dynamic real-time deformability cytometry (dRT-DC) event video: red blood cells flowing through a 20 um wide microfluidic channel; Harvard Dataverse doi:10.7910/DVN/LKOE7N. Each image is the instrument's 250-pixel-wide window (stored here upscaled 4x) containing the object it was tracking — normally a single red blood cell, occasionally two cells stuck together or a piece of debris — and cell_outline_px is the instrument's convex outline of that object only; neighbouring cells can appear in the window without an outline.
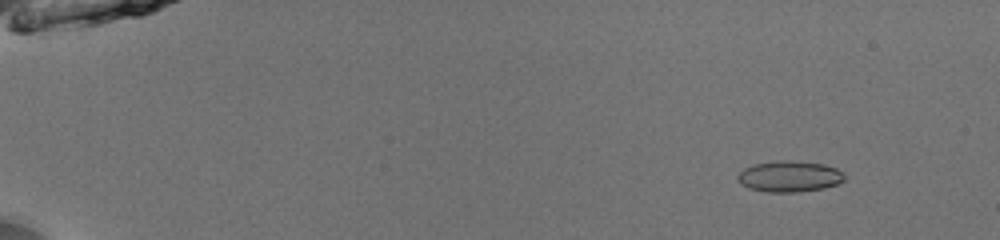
{"species": "common noctule bat (a hibernating species)", "species_latin": "Nyctalus noctula", "temperature_condition": "room temperature", "stored_images_in_passage": 53, "camera_frame_rate_fps": 3000, "um_per_image_px": 0.085, "animal": {"sex": "male", "body_mass_g": 13.0, "forearm_length_mm": 53.1}, "frame": {"image": 1, "passage_image": 7, "time_ms": 2.0, "image_size_px": [1000, 240], "cell_outline_px": [[844, 180], [836, 184], [824, 188], [796, 192], [768, 192], [748, 188], [740, 184], [736, 176], [744, 168], [752, 164], [780, 160], [784, 160], [824, 164], [836, 168], [844, 176]], "centroid_in_image_um": [67.05, 15.0], "position_along_channel_um": 17.9, "area_um2": 19.25}}
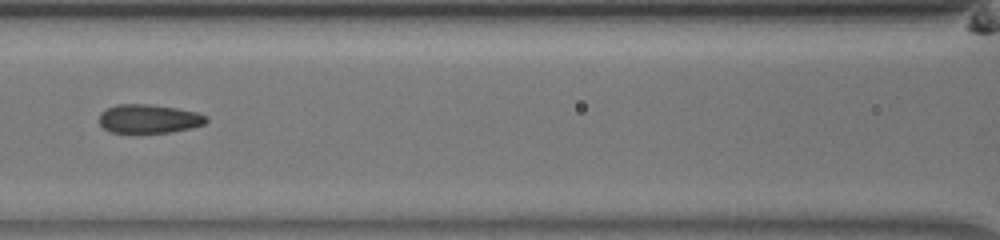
{"frame": {"image": 2, "passage_image": 27, "time_ms": 8.667, "image_size_px": [1000, 240], "cell_outline_px": [[208, 120], [204, 124], [192, 128], [172, 132], [112, 132], [104, 128], [100, 124], [100, 112], [116, 104], [148, 104], [176, 108], [196, 112], [208, 116]], "centroid_in_image_um": [12.68, 10.09], "position_along_channel_um": 153.9, "area_um2": 17.86}}
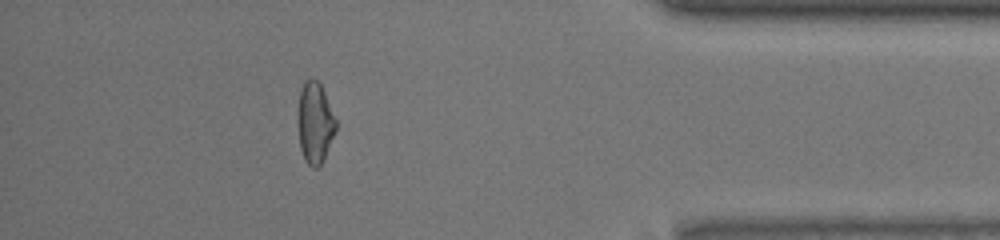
{"frame": {"image": 3, "passage_image": 48, "time_ms": 15.667, "image_size_px": [1000, 240], "cell_outline_px": [[336, 128], [324, 160], [316, 168], [312, 168], [304, 160], [300, 148], [296, 116], [300, 92], [304, 84], [308, 80], [316, 80], [320, 84], [324, 92], [336, 120]], "centroid_in_image_um": [26.74, 10.49], "position_along_channel_um": 408.5, "area_um2": 17.92}, "authors_computed_cell_mechanics": {"area_um2": 18.6116, "velocity_mm_per_s": 4.054, "shape_relaxation_time_tau1_ms": 3.6793, "shape_relaxation_time_tau2_ms": 2.0182, "deformation_change_tau1": 0.1433, "deformation_change_tau2": 0.0498}}